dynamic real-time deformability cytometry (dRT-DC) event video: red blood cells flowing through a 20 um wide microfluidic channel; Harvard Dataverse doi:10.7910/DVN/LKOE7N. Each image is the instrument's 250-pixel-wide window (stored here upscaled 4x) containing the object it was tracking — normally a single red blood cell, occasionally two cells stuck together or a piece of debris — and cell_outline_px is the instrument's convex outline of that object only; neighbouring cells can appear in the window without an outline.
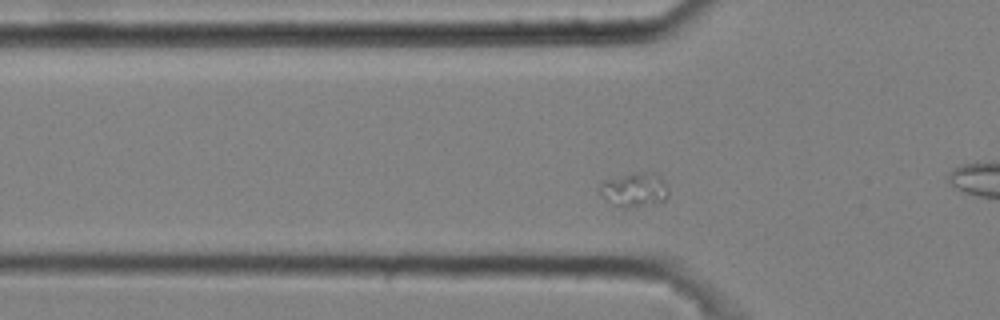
{"species": "common noctule bat (a hibernating species)", "species_latin": "Nyctalus noctula", "temperature_condition": "cold", "stored_images_in_passage": 48, "camera_frame_rate_fps": 3000, "um_per_image_px": 0.085, "animal": {"sex": "male", "body_mass_g": 20.4}, "frame": {"image": 1, "passage_image": 13, "time_ms": 4.0, "image_size_px": [1000, 320], "cell_outline_px": [[668, 196], [660, 204], [628, 208], [624, 208], [616, 204], [604, 196], [596, 188], [604, 180], [644, 172], [652, 172], [668, 188]], "centroid_in_image_um": [53.95, 16.17], "position_along_channel_um": 71.9, "area_um2": 13.29}}
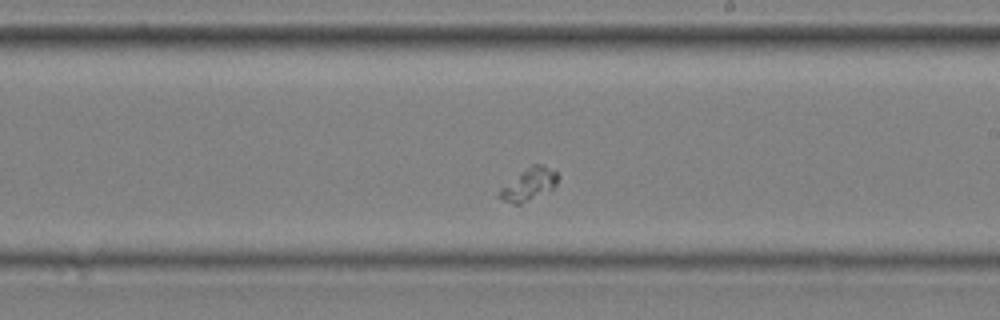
{"frame": {"image": 2, "passage_image": 28, "time_ms": 9.0, "image_size_px": [1000, 320], "cell_outline_px": [[560, 176], [556, 184], [552, 188], [520, 204], [512, 204], [496, 196], [500, 188], [520, 172], [532, 164], [540, 164], [556, 172]], "centroid_in_image_um": [44.92, 15.66], "position_along_channel_um": 244.1, "area_um2": 10.75}}
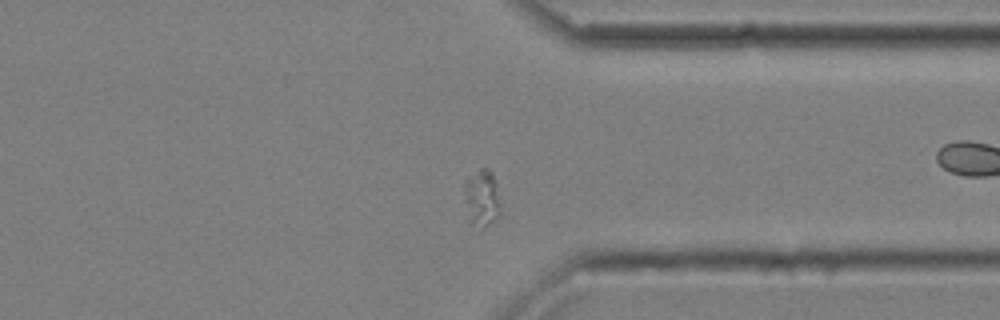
{"frame": {"image": 3, "passage_image": 39, "time_ms": 12.667, "image_size_px": [1000, 320], "cell_outline_px": [[500, 212], [484, 228], [472, 224], [464, 200], [464, 180], [480, 168], [488, 168], [492, 172], [496, 184]], "centroid_in_image_um": [40.92, 16.77], "position_along_channel_um": 370.5, "area_um2": 11.68}}